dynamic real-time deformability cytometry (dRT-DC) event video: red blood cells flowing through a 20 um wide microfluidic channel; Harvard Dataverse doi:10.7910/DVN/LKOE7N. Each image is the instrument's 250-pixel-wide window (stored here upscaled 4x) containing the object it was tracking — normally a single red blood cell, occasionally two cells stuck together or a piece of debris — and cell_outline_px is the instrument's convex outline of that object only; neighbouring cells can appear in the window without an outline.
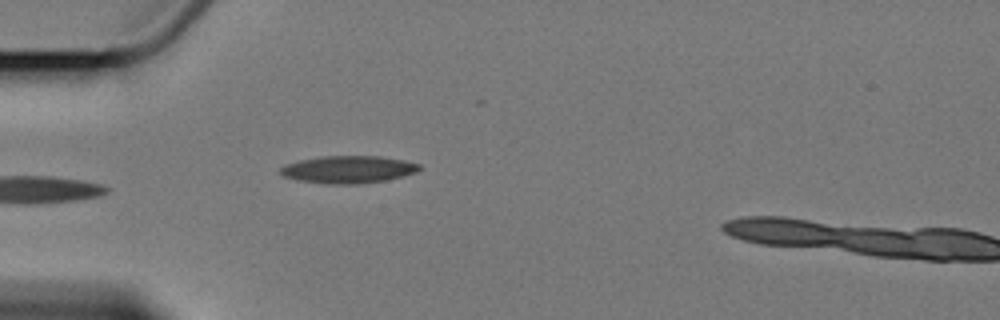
{"species": "Egyptian fruit bat (a non-hibernating species)", "species_latin": "Rousettus aegyptiacus", "temperature_condition": "cold", "stored_images_in_passage": 6, "camera_frame_rate_fps": 3000, "um_per_image_px": 0.085, "animal": {"sex": "female"}, "frame": {"image": 1, "passage_image": 5, "time_ms": 5.333, "image_size_px": [1000, 320], "cell_outline_px": [[424, 168], [416, 172], [404, 176], [384, 180], [360, 184], [324, 184], [296, 180], [284, 176], [280, 172], [280, 168], [288, 164], [300, 160], [320, 156], [380, 156], [404, 160], [420, 164]], "centroid_in_image_um": [29.64, 14.41], "position_along_channel_um": 55.4, "area_um2": 22.31}}